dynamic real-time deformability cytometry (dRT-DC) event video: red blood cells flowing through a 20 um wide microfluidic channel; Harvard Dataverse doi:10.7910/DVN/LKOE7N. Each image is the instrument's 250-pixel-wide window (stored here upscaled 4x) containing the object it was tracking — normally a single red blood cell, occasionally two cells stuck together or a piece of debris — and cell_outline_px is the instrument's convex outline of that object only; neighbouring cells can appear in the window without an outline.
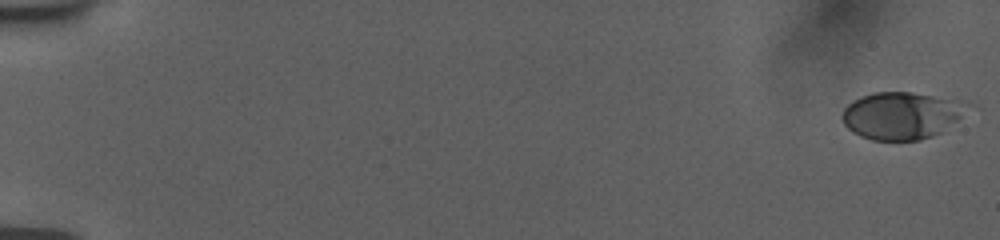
{"species": "human", "species_latin": "Homo sapiens", "temperature_condition": "room temperature", "stored_images_in_passage": 56, "camera_frame_rate_fps": 3000, "um_per_image_px": 0.085, "donor": {"sex": "female"}, "frame": {"image": 1, "passage_image": 1, "time_ms": 0.0, "image_size_px": [1000, 240], "cell_outline_px": [[980, 108], [940, 132], [932, 136], [920, 140], [872, 140], [860, 136], [852, 132], [844, 124], [840, 116], [844, 108], [848, 104], [872, 92], [912, 92], [968, 100], [976, 104]], "centroid_in_image_um": [76.83, 9.79], "position_along_channel_um": 8.2, "area_um2": 35.84}}
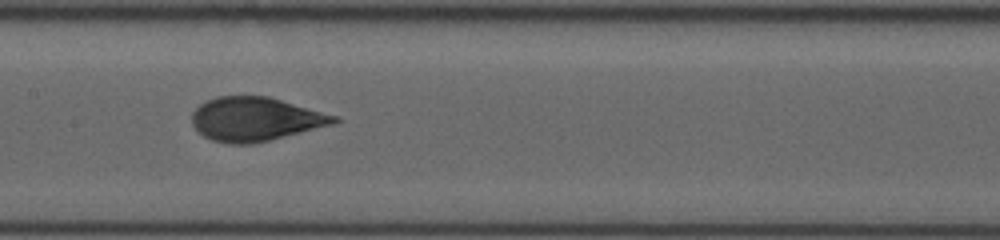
{"frame": {"image": 2, "passage_image": 30, "time_ms": 9.667, "image_size_px": [1000, 240], "cell_outline_px": [[340, 120], [332, 124], [252, 144], [228, 144], [212, 140], [204, 136], [192, 124], [192, 112], [200, 104], [216, 96], [268, 96], [336, 116]], "centroid_in_image_um": [21.65, 10.12], "position_along_channel_um": 185.7, "area_um2": 35.78}}
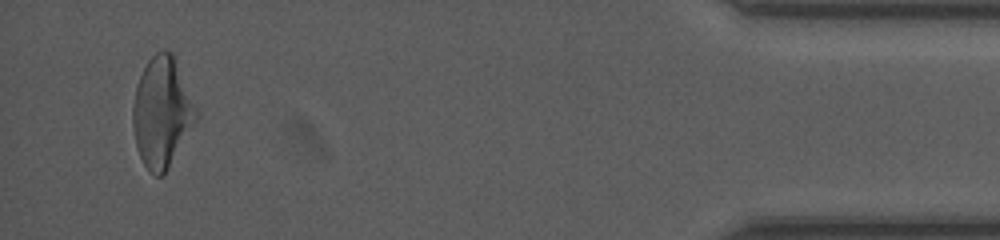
{"frame": {"image": 3, "passage_image": 54, "time_ms": 17.667, "image_size_px": [1000, 240], "cell_outline_px": [[200, 112], [196, 120], [168, 168], [160, 176], [156, 176], [144, 164], [140, 156], [136, 144], [132, 124], [132, 108], [136, 88], [140, 76], [148, 60], [160, 48], [164, 48], [172, 52]], "centroid_in_image_um": [13.77, 9.49], "position_along_channel_um": 421.4, "area_um2": 40.4}, "authors_computed_cell_mechanics": {"area_um2": 36.125, "velocity_mm_per_s": 3.7587, "shape_relaxation_time_tau1_ms": 3.7824, "shape_relaxation_time_tau2_ms": null, "deformation_change_tau1": 0.1786, "deformation_change_tau2": null}}